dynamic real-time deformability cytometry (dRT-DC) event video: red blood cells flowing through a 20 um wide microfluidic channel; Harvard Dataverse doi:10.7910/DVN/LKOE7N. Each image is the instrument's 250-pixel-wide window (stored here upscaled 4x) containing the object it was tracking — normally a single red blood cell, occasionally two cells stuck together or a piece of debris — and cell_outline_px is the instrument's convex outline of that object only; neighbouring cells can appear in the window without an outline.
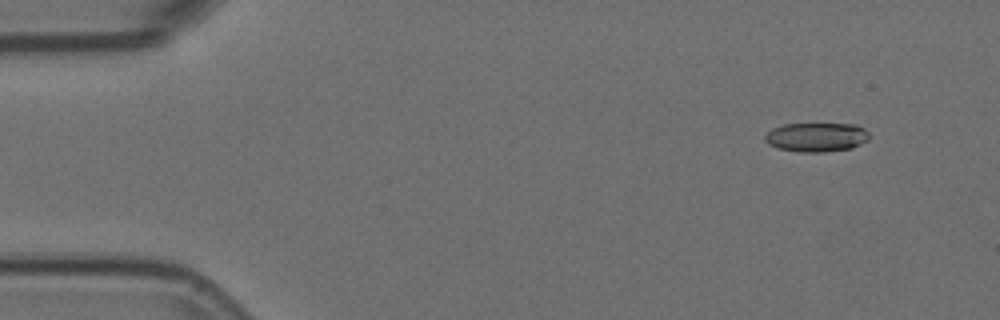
{"species": "Egyptian fruit bat (a non-hibernating species)", "species_latin": "Rousettus aegyptiacus", "temperature_condition": "room temperature", "stored_images_in_passage": 52, "camera_frame_rate_fps": 3000, "um_per_image_px": 0.085, "animal": {"sex": "female"}, "frame": {"image": 1, "passage_image": 1, "time_ms": 0.0, "image_size_px": [1000, 320], "cell_outline_px": [[868, 140], [852, 148], [824, 152], [800, 152], [776, 148], [768, 144], [764, 140], [764, 136], [772, 128], [784, 124], [856, 124], [864, 128], [868, 132]], "centroid_in_image_um": [69.38, 11.66], "position_along_channel_um": 15.6, "area_um2": 17.8}}
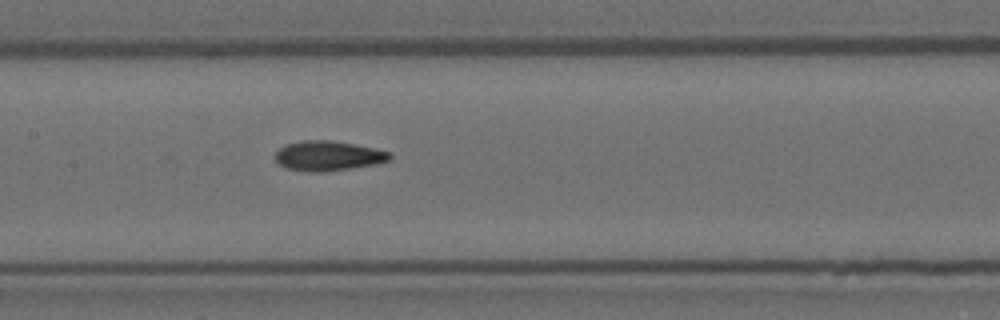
{"frame": {"image": 2, "passage_image": 23, "time_ms": 7.333, "image_size_px": [1000, 320], "cell_outline_px": [[392, 156], [388, 160], [376, 164], [324, 172], [308, 172], [284, 168], [276, 160], [276, 152], [280, 148], [288, 144], [304, 140], [328, 140], [352, 144], [392, 152]], "centroid_in_image_um": [27.88, 13.26], "position_along_channel_um": 179.5, "area_um2": 19.71}}
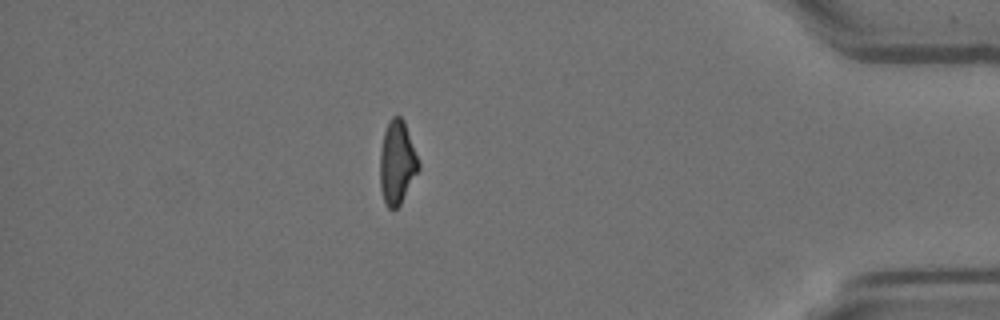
{"frame": {"image": 3, "passage_image": 45, "time_ms": 14.667, "image_size_px": [1000, 320], "cell_outline_px": [[420, 168], [400, 204], [392, 212], [388, 208], [384, 200], [380, 188], [380, 152], [384, 132], [388, 120], [392, 116], [400, 116], [404, 120], [420, 164]], "centroid_in_image_um": [33.74, 13.81], "position_along_channel_um": 401.5, "area_um2": 18.79}, "authors_computed_cell_mechanics": {"area_um2": 19.1896, "velocity_mm_per_s": 3.6165, "shape_relaxation_time_tau1_ms": null, "shape_relaxation_time_tau2_ms": 2.6643, "deformation_change_tau1": null, "deformation_change_tau2": 0.0908}}